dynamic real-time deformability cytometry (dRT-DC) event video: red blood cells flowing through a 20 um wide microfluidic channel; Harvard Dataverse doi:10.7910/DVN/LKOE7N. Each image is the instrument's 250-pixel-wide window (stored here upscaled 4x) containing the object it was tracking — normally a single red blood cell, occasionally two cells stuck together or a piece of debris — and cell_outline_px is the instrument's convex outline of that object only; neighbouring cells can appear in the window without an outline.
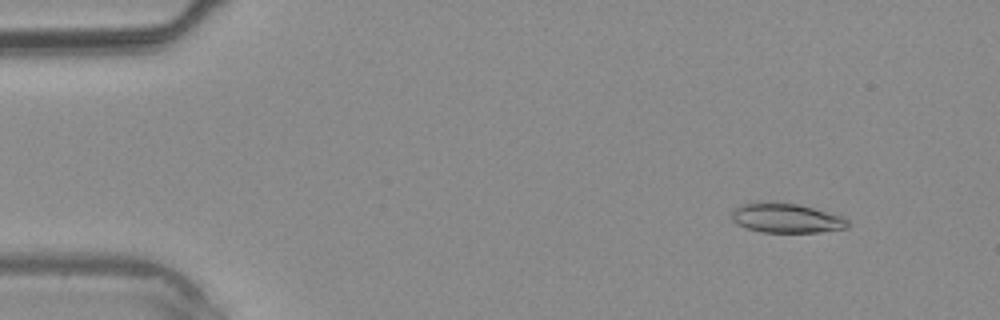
{"species": "common noctule bat (a hibernating species)", "species_latin": "Nyctalus noctula", "temperature_condition": "warm", "stored_images_in_passage": 9, "camera_frame_rate_fps": 3000, "um_per_image_px": 0.085, "animal": {"sex": "male", "body_mass_g": 20.4}, "frame": {"image": 1, "passage_image": 4, "time_ms": 1.0, "image_size_px": [1000, 320], "cell_outline_px": [[852, 224], [848, 228], [820, 232], [760, 232], [736, 224], [732, 220], [732, 212], [740, 204], [760, 200], [784, 200], [800, 204], [840, 216], [848, 220]], "centroid_in_image_um": [66.81, 18.5], "position_along_channel_um": 18.2, "area_um2": 20.63}}